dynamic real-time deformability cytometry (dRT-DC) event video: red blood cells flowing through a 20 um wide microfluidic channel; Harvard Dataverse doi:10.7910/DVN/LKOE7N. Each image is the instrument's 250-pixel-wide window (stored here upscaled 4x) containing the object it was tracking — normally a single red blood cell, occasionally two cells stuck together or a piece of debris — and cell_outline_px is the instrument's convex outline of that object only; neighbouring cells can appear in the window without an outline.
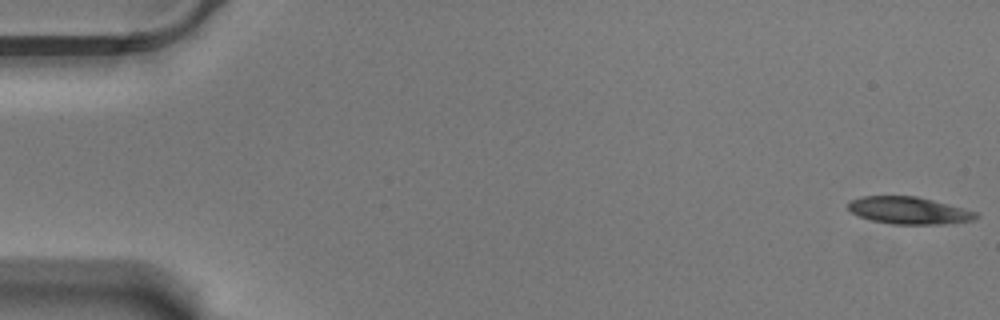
{"species": "Egyptian fruit bat (a non-hibernating species)", "species_latin": "Rousettus aegyptiacus", "temperature_condition": "warm", "stored_images_in_passage": 58, "camera_frame_rate_fps": 3000, "um_per_image_px": 0.085, "animal": {"sex": "male"}, "frame": {"image": 1, "passage_image": 1, "time_ms": 0.0, "image_size_px": [1000, 320], "cell_outline_px": [[980, 216], [972, 220], [944, 224], [892, 224], [872, 220], [856, 216], [848, 208], [848, 204], [852, 200], [864, 196], [916, 196], [932, 200], [976, 212]], "centroid_in_image_um": [77.23, 17.9], "position_along_channel_um": 7.8, "area_um2": 20.0}}
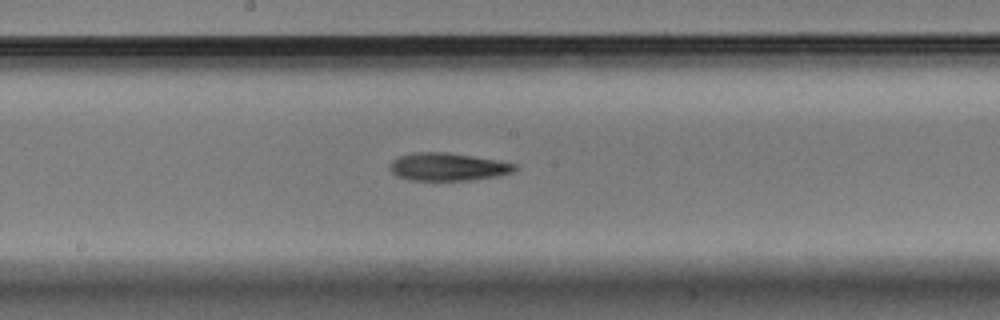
{"frame": {"image": 2, "passage_image": 31, "time_ms": 10.0, "image_size_px": [1000, 320], "cell_outline_px": [[520, 168], [512, 172], [500, 176], [468, 180], [408, 180], [396, 176], [388, 168], [392, 160], [400, 156], [412, 152], [448, 152], [496, 160], [516, 164]], "centroid_in_image_um": [38.06, 14.18], "position_along_channel_um": 210.1, "area_um2": 20.4}}
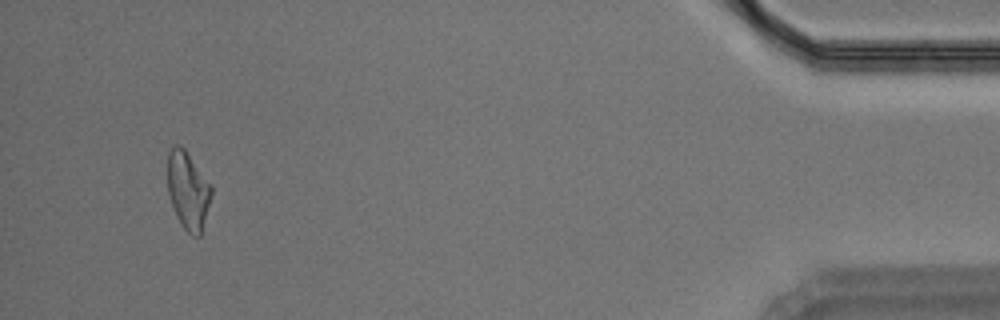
{"frame": {"image": 3, "passage_image": 55, "time_ms": 18.0, "image_size_px": [1000, 320], "cell_outline_px": [[212, 192], [200, 236], [192, 236], [184, 228], [176, 216], [168, 192], [168, 152], [176, 144], [180, 144], [184, 148], [212, 184]], "centroid_in_image_um": [15.98, 16.16], "position_along_channel_um": 419.2, "area_um2": 19.71}, "authors_computed_cell_mechanics": {"area_um2": 20.4034, "velocity_mm_per_s": 3.5033, "shape_relaxation_time_tau1_ms": 9.2043, "shape_relaxation_time_tau2_ms": 7.2746, "deformation_change_tau1": 0.2137, "deformation_change_tau2": 0.1885}}